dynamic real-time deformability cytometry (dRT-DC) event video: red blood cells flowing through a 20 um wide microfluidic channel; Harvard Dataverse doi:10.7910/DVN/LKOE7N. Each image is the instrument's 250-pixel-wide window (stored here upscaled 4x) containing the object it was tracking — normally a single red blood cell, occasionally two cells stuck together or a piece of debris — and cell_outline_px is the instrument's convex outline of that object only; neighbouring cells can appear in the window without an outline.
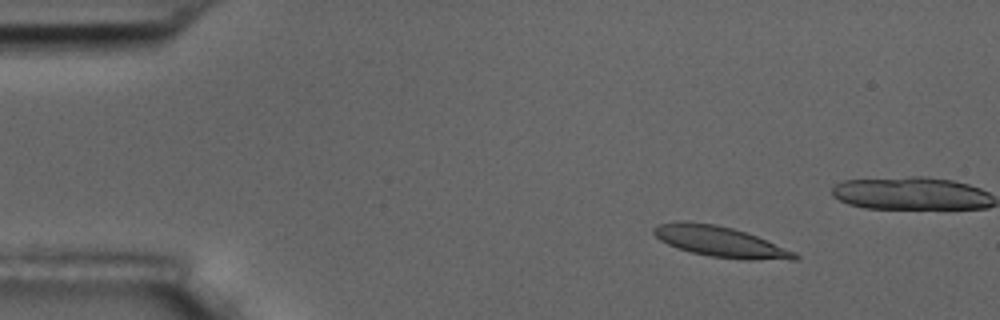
{"species": "common noctule bat (a hibernating species)", "species_latin": "Nyctalus noctula", "temperature_condition": "room temperature", "stored_images_in_passage": 5, "camera_frame_rate_fps": 3000, "um_per_image_px": 0.085, "animal": {"sex": "male", "body_mass_g": 17.5, "forearm_length_mm": 52.3}, "frame": {"image": 1, "passage_image": 2, "time_ms": 2.0, "image_size_px": [1000, 320], "cell_outline_px": [[800, 256], [796, 260], [744, 260], [712, 256], [692, 252], [668, 244], [660, 240], [652, 232], [652, 228], [660, 224], [680, 220], [716, 224], [732, 228], [756, 236], [796, 252]], "centroid_in_image_um": [61.24, 20.54], "position_along_channel_um": 23.8, "area_um2": 25.03}}